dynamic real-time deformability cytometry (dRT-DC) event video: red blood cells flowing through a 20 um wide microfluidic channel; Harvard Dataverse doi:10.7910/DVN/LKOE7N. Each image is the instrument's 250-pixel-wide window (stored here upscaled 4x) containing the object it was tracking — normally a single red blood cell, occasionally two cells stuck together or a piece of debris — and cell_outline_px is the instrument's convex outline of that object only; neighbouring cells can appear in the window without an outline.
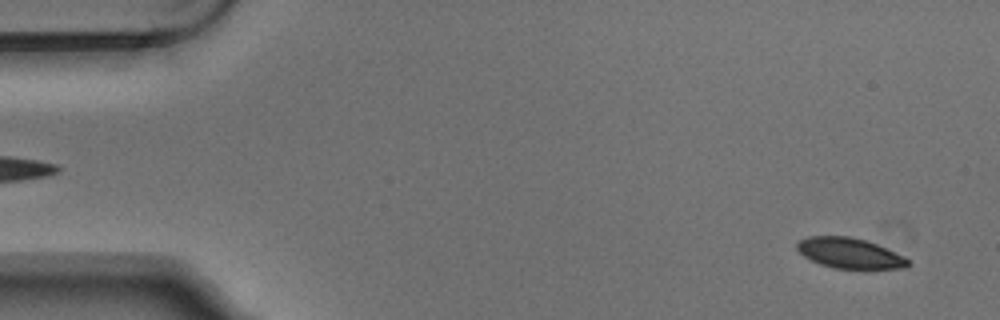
{"species": "Egyptian fruit bat (a non-hibernating species)", "species_latin": "Rousettus aegyptiacus", "temperature_condition": "warm", "stored_images_in_passage": 4, "segment_of_instrument_passage": [2, 2], "camera_frame_rate_fps": 3000, "um_per_image_px": 0.085, "animal": {"sex": "male"}, "frame": {"image": 1, "passage_image": 4, "time_ms": 1.0, "image_size_px": [1000, 320], "cell_outline_px": [[912, 264], [908, 268], [836, 268], [820, 264], [804, 256], [796, 248], [796, 244], [800, 240], [808, 236], [848, 236], [868, 240], [904, 256]], "centroid_in_image_um": [72.24, 21.51], "position_along_channel_um": 12.8, "area_um2": 19.59}}